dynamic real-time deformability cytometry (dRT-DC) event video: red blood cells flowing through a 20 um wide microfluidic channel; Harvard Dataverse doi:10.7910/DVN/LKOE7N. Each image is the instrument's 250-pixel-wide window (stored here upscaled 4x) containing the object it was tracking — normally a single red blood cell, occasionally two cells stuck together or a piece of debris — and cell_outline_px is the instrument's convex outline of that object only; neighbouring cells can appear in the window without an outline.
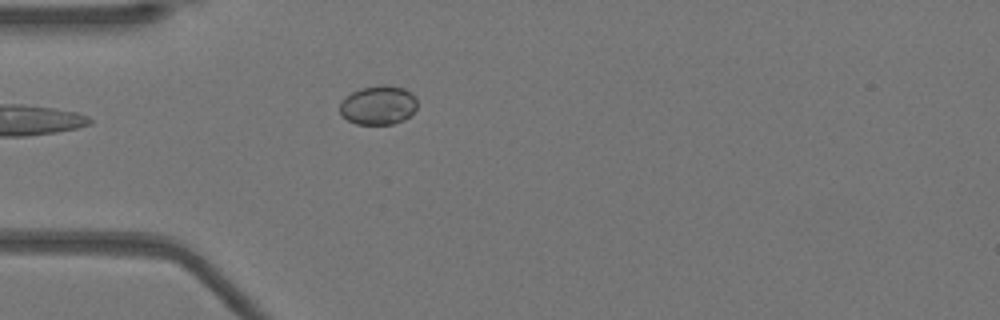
{"species": "Egyptian fruit bat (a non-hibernating species)", "species_latin": "Rousettus aegyptiacus", "temperature_condition": "warm", "stored_images_in_passage": 6, "camera_frame_rate_fps": 3000, "um_per_image_px": 0.085, "animal": {"sex": "female"}, "frame": {"image": 1, "passage_image": 1, "time_ms": 0.0, "image_size_px": [1000, 320], "cell_outline_px": [[416, 108], [404, 120], [392, 124], [356, 124], [348, 120], [340, 112], [340, 104], [352, 92], [360, 88], [384, 84], [404, 88], [412, 92], [416, 96]], "centroid_in_image_um": [32.18, 8.93], "position_along_channel_um": 52.8, "area_um2": 17.51}}
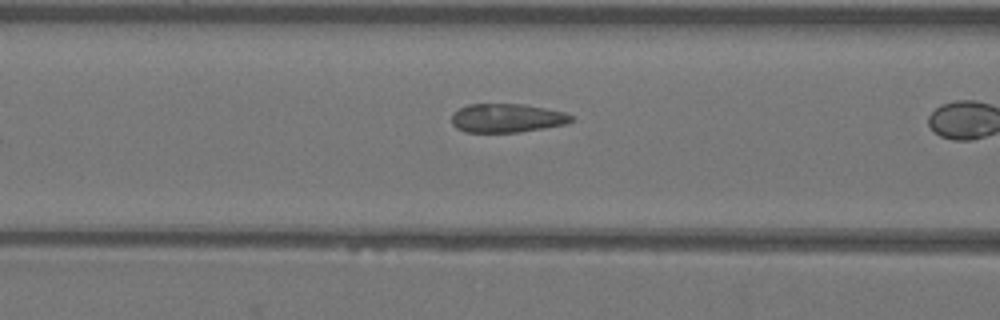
{"frame": {"image": 2, "passage_image": 4, "time_ms": 1.0, "image_size_px": [1000, 320], "cell_outline_px": [[572, 120], [564, 124], [544, 128], [520, 132], [464, 132], [456, 128], [452, 124], [452, 112], [468, 104], [524, 104], [564, 112], [572, 116]], "centroid_in_image_um": [43.04, 10.03], "position_along_channel_um": 123.6, "area_um2": 20.0}}